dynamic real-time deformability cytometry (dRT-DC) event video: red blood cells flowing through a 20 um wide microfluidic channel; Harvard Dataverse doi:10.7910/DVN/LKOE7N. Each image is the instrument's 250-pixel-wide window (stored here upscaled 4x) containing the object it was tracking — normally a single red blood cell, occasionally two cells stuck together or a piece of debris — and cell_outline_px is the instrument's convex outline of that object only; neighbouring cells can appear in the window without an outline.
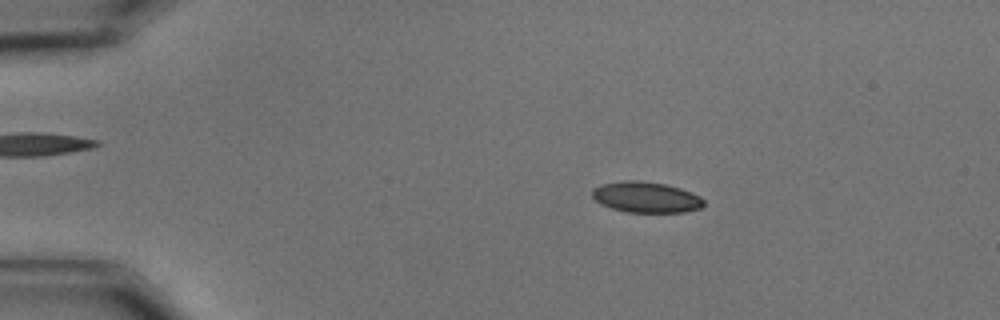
{"species": "common noctule bat (a hibernating species)", "species_latin": "Nyctalus noctula", "temperature_condition": "cold", "stored_images_in_passage": 54, "camera_frame_rate_fps": 3000, "um_per_image_px": 0.085, "animal": {"sex": "male", "body_mass_g": 15.6}, "frame": {"image": 1, "passage_image": 7, "time_ms": 2.0, "image_size_px": [1000, 320], "cell_outline_px": [[704, 204], [700, 208], [684, 212], [628, 212], [612, 208], [600, 204], [592, 196], [592, 188], [604, 184], [624, 180], [640, 180], [664, 184], [680, 188], [692, 192], [700, 196], [704, 200]], "centroid_in_image_um": [54.92, 16.76], "position_along_channel_um": 30.1, "area_um2": 20.0}}
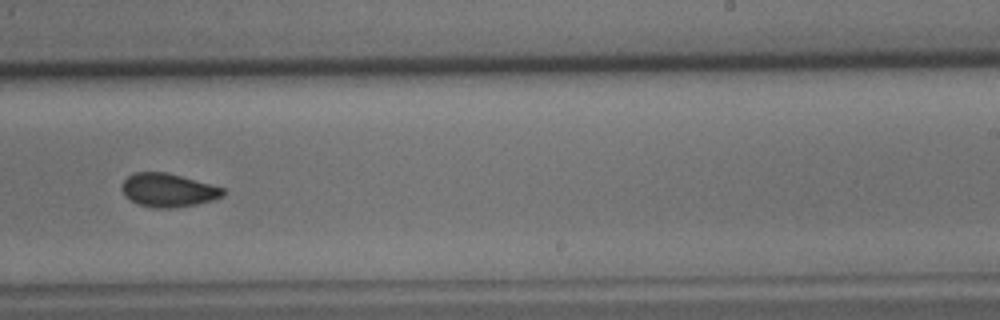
{"frame": {"image": 2, "passage_image": 33, "time_ms": 10.667, "image_size_px": [1000, 320], "cell_outline_px": [[224, 196], [212, 200], [196, 204], [172, 208], [156, 208], [140, 204], [124, 196], [120, 188], [120, 184], [132, 172], [168, 172], [224, 188]], "centroid_in_image_um": [14.26, 16.15], "position_along_channel_um": 274.7, "area_um2": 19.77}}
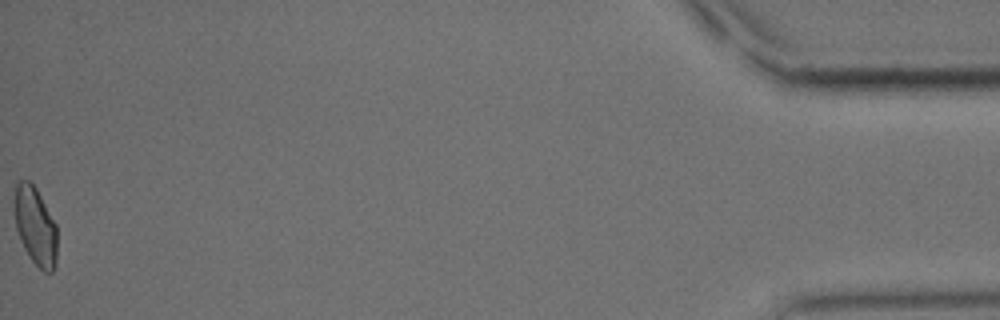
{"frame": {"image": 3, "passage_image": 54, "time_ms": 17.667, "image_size_px": [1000, 320], "cell_outline_px": [[56, 260], [52, 272], [44, 272], [28, 256], [20, 240], [16, 228], [12, 208], [12, 204], [16, 184], [20, 180], [28, 180], [36, 188], [56, 224]], "centroid_in_image_um": [2.96, 19.18], "position_along_channel_um": 432.2, "area_um2": 19.65}, "authors_computed_cell_mechanics": {"area_um2": 19.941, "velocity_mm_per_s": 3.535, "shape_relaxation_time_tau1_ms": 5.0151, "shape_relaxation_time_tau2_ms": 2.6154, "deformation_change_tau1": 0.1097, "deformation_change_tau2": 0.0563}}